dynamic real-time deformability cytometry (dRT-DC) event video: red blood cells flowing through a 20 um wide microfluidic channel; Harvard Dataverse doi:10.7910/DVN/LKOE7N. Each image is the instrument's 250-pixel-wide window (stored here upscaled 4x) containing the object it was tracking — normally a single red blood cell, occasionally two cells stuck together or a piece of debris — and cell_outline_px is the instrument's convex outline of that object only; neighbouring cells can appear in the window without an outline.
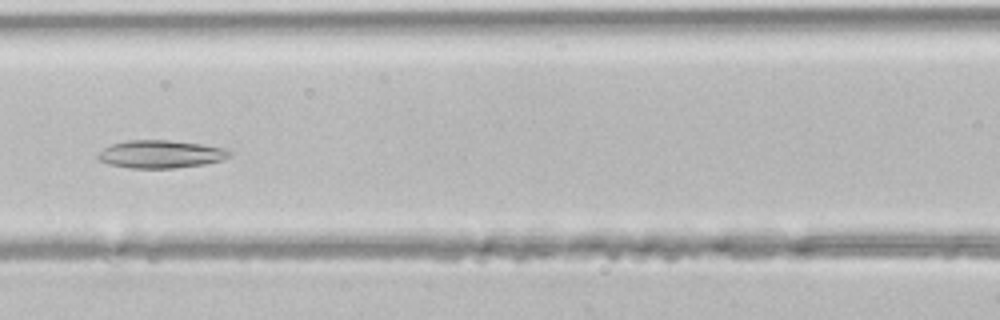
{"species": "common noctule bat (a hibernating species)", "species_latin": "Nyctalus noctula", "temperature_condition": "room temperature", "stored_images_in_passage": 39, "camera_frame_rate_fps": 3000, "um_per_image_px": 0.085, "animal": {"sex": "male", "body_mass_g": 21.5, "forearm_length_mm": 52.0}, "frame": {"image": 1, "passage_image": 15, "time_ms": 4.667, "image_size_px": [1000, 320], "cell_outline_px": [[232, 156], [220, 160], [204, 164], [172, 168], [132, 168], [108, 164], [100, 160], [96, 156], [104, 148], [112, 144], [128, 140], [168, 140], [200, 144], [228, 148], [232, 152]], "centroid_in_image_um": [13.69, 13.1], "position_along_channel_um": 152.9, "area_um2": 21.27}}
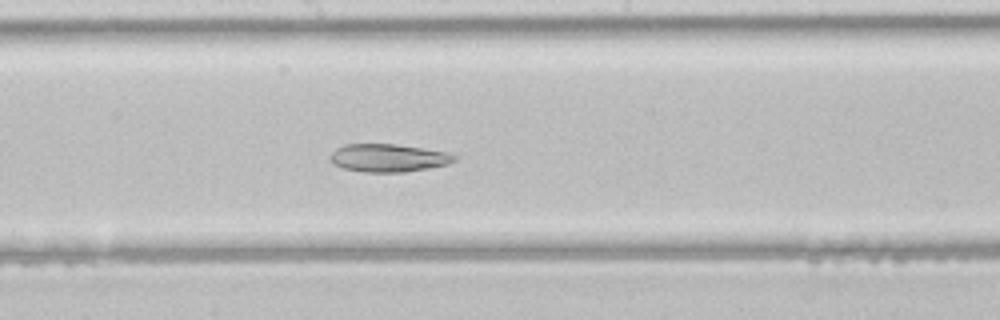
{"frame": {"image": 2, "passage_image": 19, "time_ms": 6.0, "image_size_px": [1000, 320], "cell_outline_px": [[460, 156], [456, 160], [448, 164], [428, 168], [404, 172], [364, 172], [344, 168], [332, 164], [328, 156], [336, 148], [344, 144], [396, 144], [448, 152]], "centroid_in_image_um": [33.01, 13.42], "position_along_channel_um": 215.2, "area_um2": 20.4}}
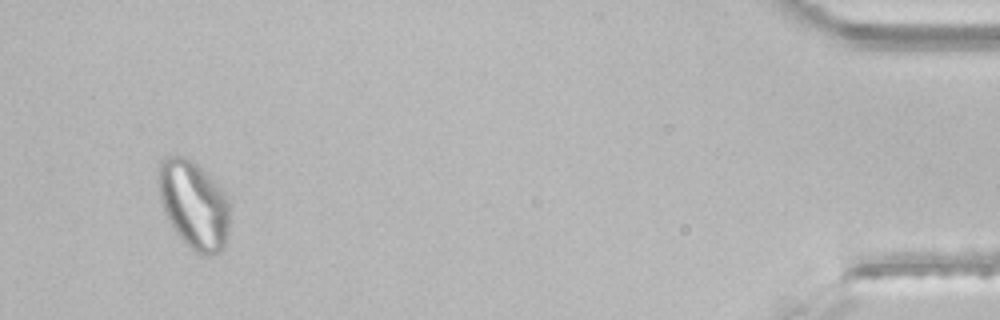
{"frame": {"image": 3, "passage_image": 37, "time_ms": 12.0, "image_size_px": [1000, 320], "cell_outline_px": [[228, 236], [224, 248], [216, 256], [200, 256], [176, 232], [164, 212], [160, 200], [160, 164], [164, 156], [176, 152], [192, 160], [208, 172], [228, 196]], "centroid_in_image_um": [16.51, 17.38], "position_along_channel_um": 418.7, "area_um2": 36.88}}